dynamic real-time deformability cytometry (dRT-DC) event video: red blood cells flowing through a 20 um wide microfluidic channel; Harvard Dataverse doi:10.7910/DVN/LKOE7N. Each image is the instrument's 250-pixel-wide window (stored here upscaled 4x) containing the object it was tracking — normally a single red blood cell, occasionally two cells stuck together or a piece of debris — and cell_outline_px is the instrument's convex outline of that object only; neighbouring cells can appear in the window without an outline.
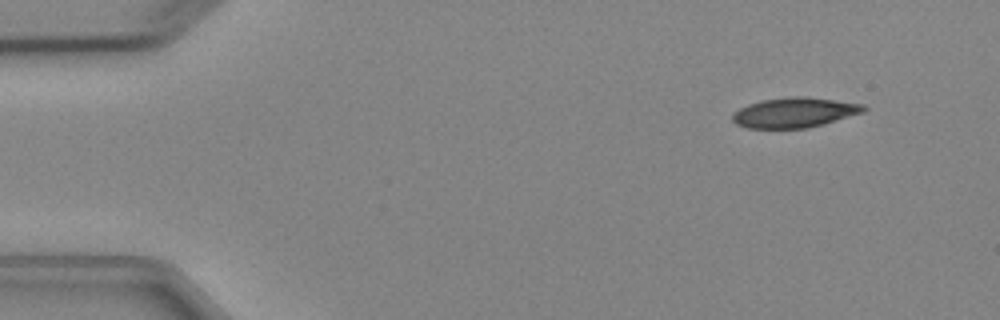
{"species": "Egyptian fruit bat (a non-hibernating species)", "species_latin": "Rousettus aegyptiacus", "temperature_condition": "cold", "stored_images_in_passage": 8, "camera_frame_rate_fps": 3000, "um_per_image_px": 0.085, "animal": {"sex": "female"}, "frame": {"image": 1, "passage_image": 1, "time_ms": 0.0, "image_size_px": [1000, 320], "cell_outline_px": [[868, 108], [864, 112], [824, 124], [808, 128], [748, 128], [736, 124], [732, 120], [732, 112], [748, 104], [760, 100], [792, 96], [804, 96], [864, 104]], "centroid_in_image_um": [67.53, 9.56], "position_along_channel_um": 17.5, "area_um2": 23.06}}
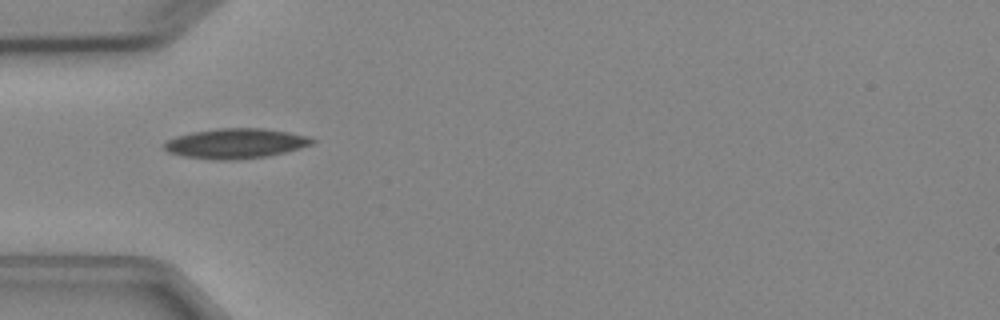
{"frame": {"image": 2, "passage_image": 4, "time_ms": 3.667, "image_size_px": [1000, 320], "cell_outline_px": [[316, 140], [312, 144], [284, 152], [268, 156], [232, 160], [216, 160], [184, 156], [168, 152], [164, 148], [164, 144], [168, 140], [176, 136], [192, 132], [216, 128], [264, 128], [288, 132], [304, 136]], "centroid_in_image_um": [20.0, 12.19], "position_along_channel_um": 65.0, "area_um2": 25.61}}
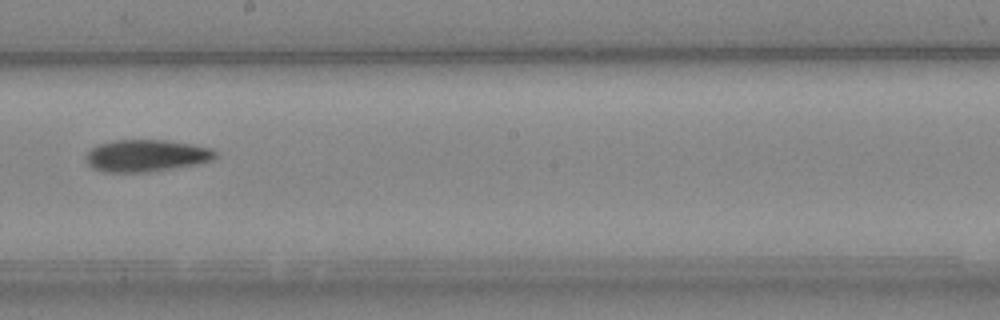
{"frame": {"image": 3, "passage_image": 8, "time_ms": 8.0, "image_size_px": [1000, 320], "cell_outline_px": [[216, 156], [212, 160], [196, 164], [148, 172], [104, 172], [92, 168], [88, 164], [84, 156], [92, 148], [100, 144], [112, 140], [164, 140], [192, 144], [212, 148], [216, 152]], "centroid_in_image_um": [12.41, 13.23], "position_along_channel_um": 235.8, "area_um2": 24.1}}